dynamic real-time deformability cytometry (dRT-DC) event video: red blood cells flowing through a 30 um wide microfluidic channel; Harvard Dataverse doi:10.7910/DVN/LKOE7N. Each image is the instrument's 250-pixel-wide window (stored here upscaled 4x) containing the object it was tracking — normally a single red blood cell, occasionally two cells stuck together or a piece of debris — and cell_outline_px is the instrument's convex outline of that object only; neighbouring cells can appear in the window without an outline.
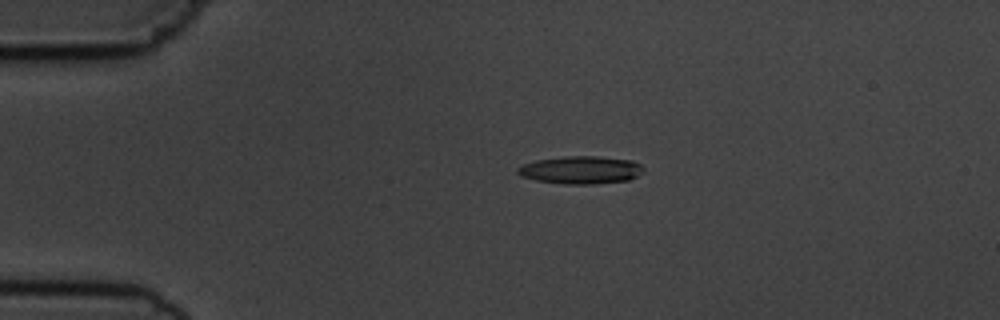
{"species": "common noctule bat (a hibernating species)", "species_latin": "Nyctalus noctula", "temperature_condition": "cold", "stored_images_in_passage": 5, "camera_frame_rate_fps": 3000, "um_per_image_px": 0.085, "animal": {"sex": "male", "body_mass_g": 19.5, "forearm_length_mm": 54.6}, "frame": {"image": 1, "passage_image": 1, "time_ms": 0.0, "image_size_px": [1000, 320], "cell_outline_px": [[644, 172], [628, 180], [592, 184], [564, 184], [536, 180], [520, 176], [516, 172], [516, 168], [524, 164], [536, 160], [564, 156], [600, 156], [632, 160], [640, 164], [644, 168]], "centroid_in_image_um": [49.36, 14.44], "position_along_channel_um": 35.6, "area_um2": 20.46}}
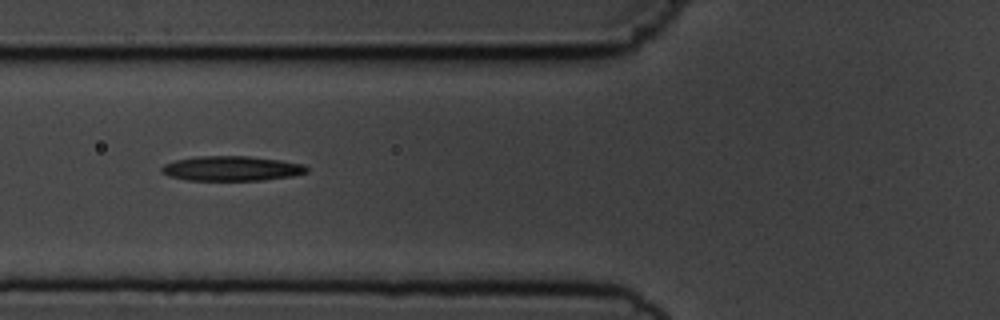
{"frame": {"image": 2, "passage_image": 3, "time_ms": 3.0, "image_size_px": [1000, 320], "cell_outline_px": [[308, 172], [292, 176], [264, 180], [188, 180], [168, 176], [160, 172], [160, 168], [164, 164], [176, 160], [196, 156], [248, 156], [280, 160], [304, 164], [308, 168]], "centroid_in_image_um": [19.67, 14.32], "position_along_channel_um": 106.1, "area_um2": 21.04}}
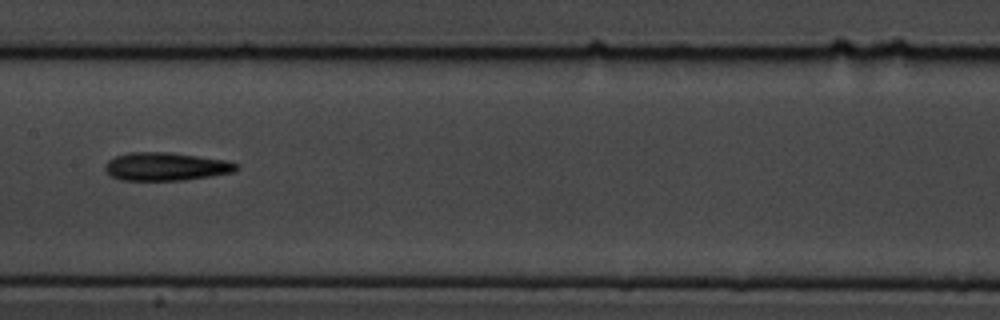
{"frame": {"image": 3, "passage_image": 5, "time_ms": 5.333, "image_size_px": [1000, 320], "cell_outline_px": [[240, 168], [236, 172], [212, 176], [184, 180], [120, 180], [112, 176], [104, 168], [104, 164], [108, 160], [116, 156], [128, 152], [168, 152], [224, 160], [240, 164]], "centroid_in_image_um": [14.13, 14.16], "position_along_channel_um": 193.3, "area_um2": 21.62}}